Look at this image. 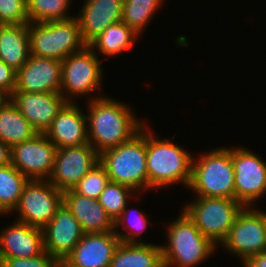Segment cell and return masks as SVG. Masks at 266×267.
<instances>
[{
	"instance_id": "obj_1",
	"label": "cell",
	"mask_w": 266,
	"mask_h": 267,
	"mask_svg": "<svg viewBox=\"0 0 266 267\" xmlns=\"http://www.w3.org/2000/svg\"><path fill=\"white\" fill-rule=\"evenodd\" d=\"M88 104V143L99 154L129 141L145 125L126 104L110 97H92Z\"/></svg>"
},
{
	"instance_id": "obj_2",
	"label": "cell",
	"mask_w": 266,
	"mask_h": 267,
	"mask_svg": "<svg viewBox=\"0 0 266 267\" xmlns=\"http://www.w3.org/2000/svg\"><path fill=\"white\" fill-rule=\"evenodd\" d=\"M146 125L148 190L181 183L189 187L193 155L168 139L160 140Z\"/></svg>"
},
{
	"instance_id": "obj_3",
	"label": "cell",
	"mask_w": 266,
	"mask_h": 267,
	"mask_svg": "<svg viewBox=\"0 0 266 267\" xmlns=\"http://www.w3.org/2000/svg\"><path fill=\"white\" fill-rule=\"evenodd\" d=\"M111 182L126 185L138 192L148 190L146 164V125L129 141L107 149L99 161Z\"/></svg>"
},
{
	"instance_id": "obj_4",
	"label": "cell",
	"mask_w": 266,
	"mask_h": 267,
	"mask_svg": "<svg viewBox=\"0 0 266 267\" xmlns=\"http://www.w3.org/2000/svg\"><path fill=\"white\" fill-rule=\"evenodd\" d=\"M179 215L167 226L168 245H161L164 267H194L208 259L217 247L184 211Z\"/></svg>"
},
{
	"instance_id": "obj_5",
	"label": "cell",
	"mask_w": 266,
	"mask_h": 267,
	"mask_svg": "<svg viewBox=\"0 0 266 267\" xmlns=\"http://www.w3.org/2000/svg\"><path fill=\"white\" fill-rule=\"evenodd\" d=\"M195 197L235 199L232 148H216L193 158L189 187Z\"/></svg>"
},
{
	"instance_id": "obj_6",
	"label": "cell",
	"mask_w": 266,
	"mask_h": 267,
	"mask_svg": "<svg viewBox=\"0 0 266 267\" xmlns=\"http://www.w3.org/2000/svg\"><path fill=\"white\" fill-rule=\"evenodd\" d=\"M28 34L31 55L58 61L87 45L75 16L68 20L29 22Z\"/></svg>"
},
{
	"instance_id": "obj_7",
	"label": "cell",
	"mask_w": 266,
	"mask_h": 267,
	"mask_svg": "<svg viewBox=\"0 0 266 267\" xmlns=\"http://www.w3.org/2000/svg\"><path fill=\"white\" fill-rule=\"evenodd\" d=\"M196 199L186 204L182 211L206 238L217 246L222 244L244 206L230 198L196 197Z\"/></svg>"
},
{
	"instance_id": "obj_8",
	"label": "cell",
	"mask_w": 266,
	"mask_h": 267,
	"mask_svg": "<svg viewBox=\"0 0 266 267\" xmlns=\"http://www.w3.org/2000/svg\"><path fill=\"white\" fill-rule=\"evenodd\" d=\"M98 57V54L86 45L61 61L60 93L68 102H73L74 100H70L73 97L75 99L86 94L90 96L96 89H100L103 60Z\"/></svg>"
},
{
	"instance_id": "obj_9",
	"label": "cell",
	"mask_w": 266,
	"mask_h": 267,
	"mask_svg": "<svg viewBox=\"0 0 266 267\" xmlns=\"http://www.w3.org/2000/svg\"><path fill=\"white\" fill-rule=\"evenodd\" d=\"M63 204V192L49 180L29 179L15 209L17 221L43 229Z\"/></svg>"
},
{
	"instance_id": "obj_10",
	"label": "cell",
	"mask_w": 266,
	"mask_h": 267,
	"mask_svg": "<svg viewBox=\"0 0 266 267\" xmlns=\"http://www.w3.org/2000/svg\"><path fill=\"white\" fill-rule=\"evenodd\" d=\"M221 245L237 255L242 264L266 251V212L244 207Z\"/></svg>"
},
{
	"instance_id": "obj_11",
	"label": "cell",
	"mask_w": 266,
	"mask_h": 267,
	"mask_svg": "<svg viewBox=\"0 0 266 267\" xmlns=\"http://www.w3.org/2000/svg\"><path fill=\"white\" fill-rule=\"evenodd\" d=\"M232 164L235 200L244 207H253L266 194V163L247 148L232 147Z\"/></svg>"
},
{
	"instance_id": "obj_12",
	"label": "cell",
	"mask_w": 266,
	"mask_h": 267,
	"mask_svg": "<svg viewBox=\"0 0 266 267\" xmlns=\"http://www.w3.org/2000/svg\"><path fill=\"white\" fill-rule=\"evenodd\" d=\"M100 161L90 143L57 149L48 180L60 191L72 188Z\"/></svg>"
},
{
	"instance_id": "obj_13",
	"label": "cell",
	"mask_w": 266,
	"mask_h": 267,
	"mask_svg": "<svg viewBox=\"0 0 266 267\" xmlns=\"http://www.w3.org/2000/svg\"><path fill=\"white\" fill-rule=\"evenodd\" d=\"M57 147L45 133L11 148V164L29 179L48 180L54 167Z\"/></svg>"
},
{
	"instance_id": "obj_14",
	"label": "cell",
	"mask_w": 266,
	"mask_h": 267,
	"mask_svg": "<svg viewBox=\"0 0 266 267\" xmlns=\"http://www.w3.org/2000/svg\"><path fill=\"white\" fill-rule=\"evenodd\" d=\"M38 133H45L68 103L61 93L14 91L9 97Z\"/></svg>"
},
{
	"instance_id": "obj_15",
	"label": "cell",
	"mask_w": 266,
	"mask_h": 267,
	"mask_svg": "<svg viewBox=\"0 0 266 267\" xmlns=\"http://www.w3.org/2000/svg\"><path fill=\"white\" fill-rule=\"evenodd\" d=\"M42 230L44 250L57 261L65 259L84 235L78 220L64 204Z\"/></svg>"
},
{
	"instance_id": "obj_16",
	"label": "cell",
	"mask_w": 266,
	"mask_h": 267,
	"mask_svg": "<svg viewBox=\"0 0 266 267\" xmlns=\"http://www.w3.org/2000/svg\"><path fill=\"white\" fill-rule=\"evenodd\" d=\"M61 72V61L30 55L16 71L15 91L60 93Z\"/></svg>"
},
{
	"instance_id": "obj_17",
	"label": "cell",
	"mask_w": 266,
	"mask_h": 267,
	"mask_svg": "<svg viewBox=\"0 0 266 267\" xmlns=\"http://www.w3.org/2000/svg\"><path fill=\"white\" fill-rule=\"evenodd\" d=\"M120 243L114 231L84 234L65 259L75 267H109Z\"/></svg>"
},
{
	"instance_id": "obj_18",
	"label": "cell",
	"mask_w": 266,
	"mask_h": 267,
	"mask_svg": "<svg viewBox=\"0 0 266 267\" xmlns=\"http://www.w3.org/2000/svg\"><path fill=\"white\" fill-rule=\"evenodd\" d=\"M43 230L15 220L0 232V263L7 258H31L44 252Z\"/></svg>"
},
{
	"instance_id": "obj_19",
	"label": "cell",
	"mask_w": 266,
	"mask_h": 267,
	"mask_svg": "<svg viewBox=\"0 0 266 267\" xmlns=\"http://www.w3.org/2000/svg\"><path fill=\"white\" fill-rule=\"evenodd\" d=\"M57 149L88 143L87 117L79 105L68 102L45 131Z\"/></svg>"
},
{
	"instance_id": "obj_20",
	"label": "cell",
	"mask_w": 266,
	"mask_h": 267,
	"mask_svg": "<svg viewBox=\"0 0 266 267\" xmlns=\"http://www.w3.org/2000/svg\"><path fill=\"white\" fill-rule=\"evenodd\" d=\"M123 0H86L75 16L83 41L88 45L112 24L121 21Z\"/></svg>"
},
{
	"instance_id": "obj_21",
	"label": "cell",
	"mask_w": 266,
	"mask_h": 267,
	"mask_svg": "<svg viewBox=\"0 0 266 267\" xmlns=\"http://www.w3.org/2000/svg\"><path fill=\"white\" fill-rule=\"evenodd\" d=\"M63 204L78 220L84 234L114 231V222L99 200L67 190L63 192Z\"/></svg>"
},
{
	"instance_id": "obj_22",
	"label": "cell",
	"mask_w": 266,
	"mask_h": 267,
	"mask_svg": "<svg viewBox=\"0 0 266 267\" xmlns=\"http://www.w3.org/2000/svg\"><path fill=\"white\" fill-rule=\"evenodd\" d=\"M30 55L28 24H0V60L17 71Z\"/></svg>"
},
{
	"instance_id": "obj_23",
	"label": "cell",
	"mask_w": 266,
	"mask_h": 267,
	"mask_svg": "<svg viewBox=\"0 0 266 267\" xmlns=\"http://www.w3.org/2000/svg\"><path fill=\"white\" fill-rule=\"evenodd\" d=\"M109 267H164L161 245L121 242Z\"/></svg>"
},
{
	"instance_id": "obj_24",
	"label": "cell",
	"mask_w": 266,
	"mask_h": 267,
	"mask_svg": "<svg viewBox=\"0 0 266 267\" xmlns=\"http://www.w3.org/2000/svg\"><path fill=\"white\" fill-rule=\"evenodd\" d=\"M37 133L10 98L0 106V139L10 148Z\"/></svg>"
},
{
	"instance_id": "obj_25",
	"label": "cell",
	"mask_w": 266,
	"mask_h": 267,
	"mask_svg": "<svg viewBox=\"0 0 266 267\" xmlns=\"http://www.w3.org/2000/svg\"><path fill=\"white\" fill-rule=\"evenodd\" d=\"M139 37L130 27L122 21L116 22L93 39L88 46L108 57L119 55L130 49Z\"/></svg>"
},
{
	"instance_id": "obj_26",
	"label": "cell",
	"mask_w": 266,
	"mask_h": 267,
	"mask_svg": "<svg viewBox=\"0 0 266 267\" xmlns=\"http://www.w3.org/2000/svg\"><path fill=\"white\" fill-rule=\"evenodd\" d=\"M28 181L12 164L0 166V215L12 213Z\"/></svg>"
},
{
	"instance_id": "obj_27",
	"label": "cell",
	"mask_w": 266,
	"mask_h": 267,
	"mask_svg": "<svg viewBox=\"0 0 266 267\" xmlns=\"http://www.w3.org/2000/svg\"><path fill=\"white\" fill-rule=\"evenodd\" d=\"M162 2V0H123L121 21L140 35Z\"/></svg>"
},
{
	"instance_id": "obj_28",
	"label": "cell",
	"mask_w": 266,
	"mask_h": 267,
	"mask_svg": "<svg viewBox=\"0 0 266 267\" xmlns=\"http://www.w3.org/2000/svg\"><path fill=\"white\" fill-rule=\"evenodd\" d=\"M72 1V0H71ZM70 0H26L29 22L68 20Z\"/></svg>"
},
{
	"instance_id": "obj_29",
	"label": "cell",
	"mask_w": 266,
	"mask_h": 267,
	"mask_svg": "<svg viewBox=\"0 0 266 267\" xmlns=\"http://www.w3.org/2000/svg\"><path fill=\"white\" fill-rule=\"evenodd\" d=\"M134 190L126 185L109 181L99 197V202L113 222L122 214L128 204V197Z\"/></svg>"
},
{
	"instance_id": "obj_30",
	"label": "cell",
	"mask_w": 266,
	"mask_h": 267,
	"mask_svg": "<svg viewBox=\"0 0 266 267\" xmlns=\"http://www.w3.org/2000/svg\"><path fill=\"white\" fill-rule=\"evenodd\" d=\"M109 181L106 168L99 162L72 188V191L98 200Z\"/></svg>"
},
{
	"instance_id": "obj_31",
	"label": "cell",
	"mask_w": 266,
	"mask_h": 267,
	"mask_svg": "<svg viewBox=\"0 0 266 267\" xmlns=\"http://www.w3.org/2000/svg\"><path fill=\"white\" fill-rule=\"evenodd\" d=\"M128 204L122 214L114 221V232L120 239L122 243H146L141 240V237L139 236L143 231H145L148 222V219L146 218L142 212H138L137 215L133 214V217L131 216L133 212L127 211ZM131 212V214H130ZM131 218L129 219V217ZM130 222V224L128 223ZM127 227L129 226V230L125 229L127 232H118V227L124 228V224ZM129 224V225H128ZM117 229V230H116ZM131 229V230H130ZM138 236V240H137Z\"/></svg>"
},
{
	"instance_id": "obj_32",
	"label": "cell",
	"mask_w": 266,
	"mask_h": 267,
	"mask_svg": "<svg viewBox=\"0 0 266 267\" xmlns=\"http://www.w3.org/2000/svg\"><path fill=\"white\" fill-rule=\"evenodd\" d=\"M26 0H0V24H28Z\"/></svg>"
},
{
	"instance_id": "obj_33",
	"label": "cell",
	"mask_w": 266,
	"mask_h": 267,
	"mask_svg": "<svg viewBox=\"0 0 266 267\" xmlns=\"http://www.w3.org/2000/svg\"><path fill=\"white\" fill-rule=\"evenodd\" d=\"M0 267H57V260L47 251L31 258H7Z\"/></svg>"
},
{
	"instance_id": "obj_34",
	"label": "cell",
	"mask_w": 266,
	"mask_h": 267,
	"mask_svg": "<svg viewBox=\"0 0 266 267\" xmlns=\"http://www.w3.org/2000/svg\"><path fill=\"white\" fill-rule=\"evenodd\" d=\"M16 71L0 60V90L10 97L15 91Z\"/></svg>"
},
{
	"instance_id": "obj_35",
	"label": "cell",
	"mask_w": 266,
	"mask_h": 267,
	"mask_svg": "<svg viewBox=\"0 0 266 267\" xmlns=\"http://www.w3.org/2000/svg\"><path fill=\"white\" fill-rule=\"evenodd\" d=\"M244 267H266V251L249 258L245 263Z\"/></svg>"
},
{
	"instance_id": "obj_36",
	"label": "cell",
	"mask_w": 266,
	"mask_h": 267,
	"mask_svg": "<svg viewBox=\"0 0 266 267\" xmlns=\"http://www.w3.org/2000/svg\"><path fill=\"white\" fill-rule=\"evenodd\" d=\"M11 164V148L0 139V166Z\"/></svg>"
},
{
	"instance_id": "obj_37",
	"label": "cell",
	"mask_w": 266,
	"mask_h": 267,
	"mask_svg": "<svg viewBox=\"0 0 266 267\" xmlns=\"http://www.w3.org/2000/svg\"><path fill=\"white\" fill-rule=\"evenodd\" d=\"M57 267H75L71 265L66 259H61L57 261Z\"/></svg>"
},
{
	"instance_id": "obj_38",
	"label": "cell",
	"mask_w": 266,
	"mask_h": 267,
	"mask_svg": "<svg viewBox=\"0 0 266 267\" xmlns=\"http://www.w3.org/2000/svg\"><path fill=\"white\" fill-rule=\"evenodd\" d=\"M9 97L0 90V106L8 99Z\"/></svg>"
}]
</instances>
